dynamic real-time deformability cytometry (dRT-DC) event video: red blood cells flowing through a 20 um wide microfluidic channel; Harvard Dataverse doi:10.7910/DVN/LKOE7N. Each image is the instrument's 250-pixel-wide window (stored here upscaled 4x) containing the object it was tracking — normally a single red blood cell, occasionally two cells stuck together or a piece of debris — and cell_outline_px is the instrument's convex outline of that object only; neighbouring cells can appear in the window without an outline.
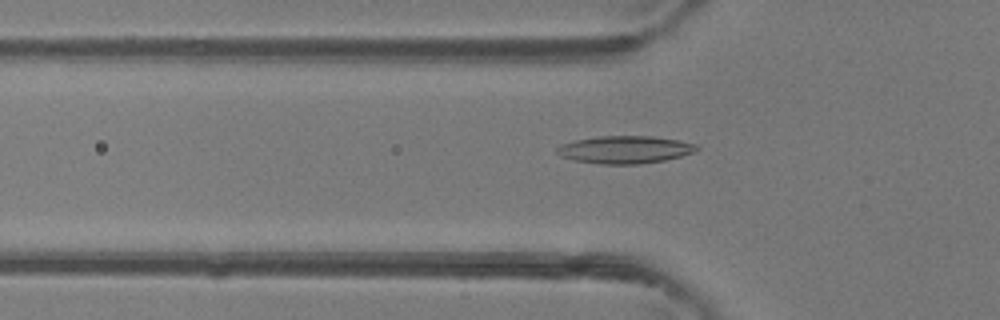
{"species": "common noctule bat (a hibernating species)", "species_latin": "Nyctalus noctula", "temperature_condition": "room temperature", "stored_images_in_passage": 43, "camera_frame_rate_fps": 3000, "um_per_image_px": 0.085, "animal": {"sex": "female"}, "frame": {"image": 1, "passage_image": 16, "time_ms": 5.0, "image_size_px": [1000, 320], "cell_outline_px": [[700, 148], [696, 152], [664, 160], [640, 164], [600, 164], [576, 160], [560, 156], [556, 152], [556, 148], [560, 144], [576, 140], [600, 136], [652, 136], [676, 140], [696, 144]], "centroid_in_image_um": [53.12, 12.72], "position_along_channel_um": 72.7, "area_um2": 22.37}}
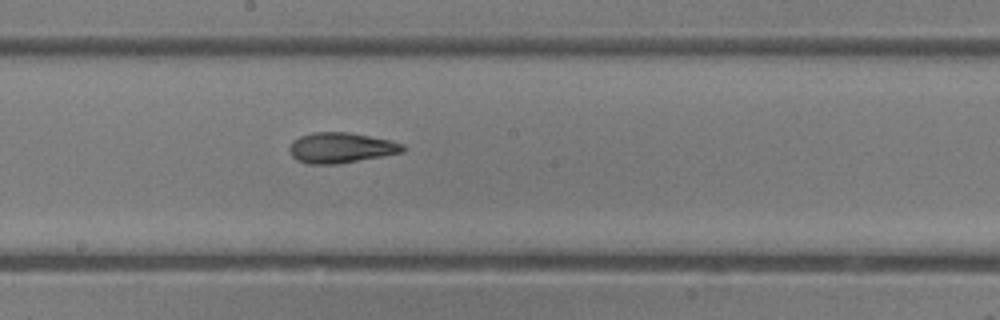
{"frame": {"image": 2, "passage_image": 26, "time_ms": 8.333, "image_size_px": [1000, 320], "cell_outline_px": [[404, 152], [384, 156], [336, 164], [308, 164], [296, 160], [292, 156], [288, 148], [292, 140], [300, 136], [312, 132], [348, 132], [392, 140], [404, 144]], "centroid_in_image_um": [28.97, 12.56], "position_along_channel_um": 219.2, "area_um2": 20.29}}
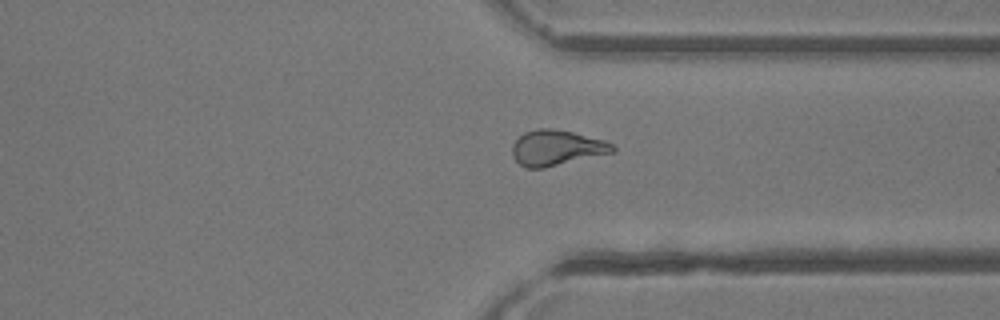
{"frame": {"image": 3, "passage_image": 36, "time_ms": 11.667, "image_size_px": [1000, 320], "cell_outline_px": [[616, 152], [544, 168], [528, 168], [520, 164], [516, 160], [512, 152], [512, 144], [524, 132], [536, 128], [552, 128], [572, 132], [604, 140], [612, 144], [616, 148]], "centroid_in_image_um": [47.32, 12.56], "position_along_channel_um": 364.1, "area_um2": 20.75}, "authors_computed_cell_mechanics": {"area_um2": 20.6924, "velocity_mm_per_s": 4.3563, "shape_relaxation_time_tau1_ms": 4.6378, "shape_relaxation_time_tau2_ms": 2.6084, "deformation_change_tau1": 0.1497, "deformation_change_tau2": 0.11}}